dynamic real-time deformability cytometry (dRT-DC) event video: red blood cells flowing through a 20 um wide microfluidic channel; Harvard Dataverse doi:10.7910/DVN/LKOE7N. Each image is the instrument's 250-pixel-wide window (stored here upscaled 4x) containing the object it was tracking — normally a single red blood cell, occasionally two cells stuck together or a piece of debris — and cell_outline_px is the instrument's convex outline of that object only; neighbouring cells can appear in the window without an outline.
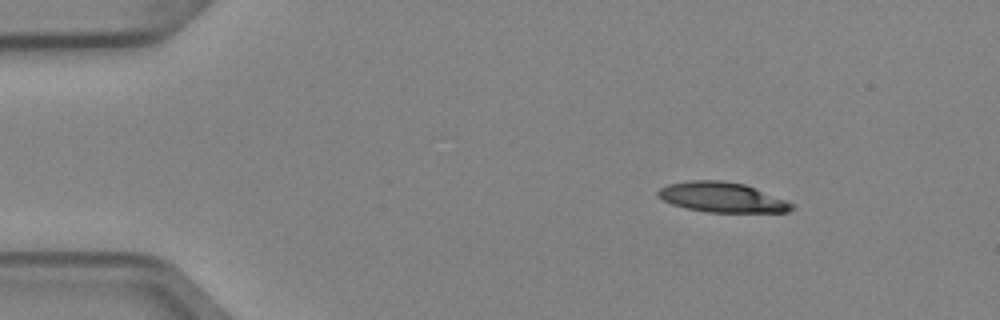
{"species": "Egyptian fruit bat (a non-hibernating species)", "species_latin": "Rousettus aegyptiacus", "temperature_condition": "cold", "stored_images_in_passage": 4, "camera_frame_rate_fps": 3000, "um_per_image_px": 0.085, "animal": {"sex": "female"}, "frame": {"image": 1, "passage_image": 1, "time_ms": 0.0, "image_size_px": [1000, 320], "cell_outline_px": [[796, 208], [788, 212], [708, 212], [688, 208], [672, 204], [664, 200], [656, 192], [660, 188], [668, 184], [692, 180], [720, 180], [744, 184], [796, 204]], "centroid_in_image_um": [61.42, 16.77], "position_along_channel_um": 23.6, "area_um2": 23.18}}
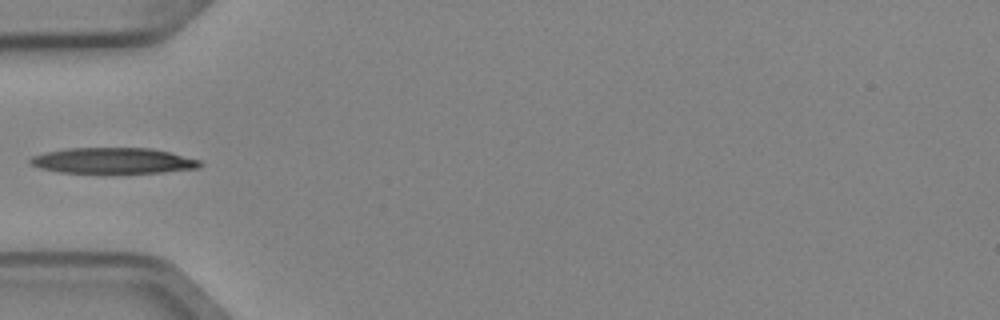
{"frame": {"image": 2, "passage_image": 4, "time_ms": 1.0, "image_size_px": [1000, 320], "cell_outline_px": [[204, 164], [200, 168], [164, 172], [104, 176], [100, 176], [60, 172], [40, 168], [32, 164], [28, 160], [32, 156], [64, 148], [152, 148], [200, 160]], "centroid_in_image_um": [9.62, 13.71], "position_along_channel_um": 75.4, "area_um2": 26.76}}